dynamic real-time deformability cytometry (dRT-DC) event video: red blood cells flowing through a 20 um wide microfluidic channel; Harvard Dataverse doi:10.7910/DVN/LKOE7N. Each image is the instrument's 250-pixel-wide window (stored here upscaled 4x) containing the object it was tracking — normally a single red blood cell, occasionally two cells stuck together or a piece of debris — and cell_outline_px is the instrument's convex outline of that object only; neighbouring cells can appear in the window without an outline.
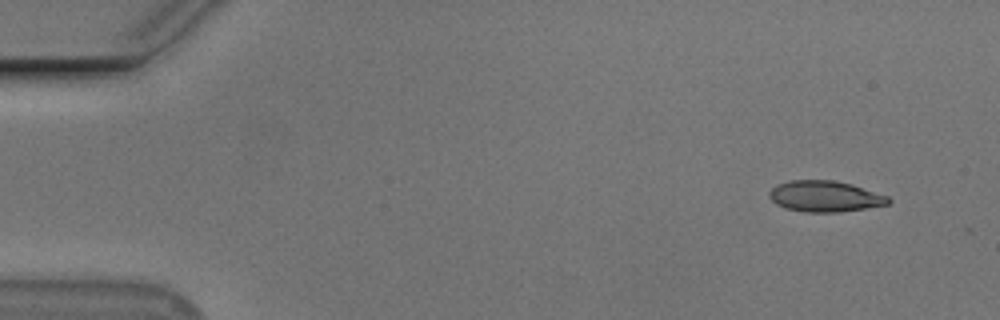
{"species": "Egyptian fruit bat (a non-hibernating species)", "species_latin": "Rousettus aegyptiacus", "temperature_condition": "cold", "stored_images_in_passage": 5, "camera_frame_rate_fps": 3000, "um_per_image_px": 0.085, "animal": {"sex": "male"}, "frame": {"image": 1, "passage_image": 2, "time_ms": 0.333, "image_size_px": [1000, 320], "cell_outline_px": [[892, 200], [888, 204], [840, 212], [804, 212], [784, 208], [776, 204], [768, 196], [768, 192], [776, 184], [792, 180], [832, 180], [852, 184], [888, 196]], "centroid_in_image_um": [70.09, 16.69], "position_along_channel_um": 14.9, "area_um2": 21.56}}